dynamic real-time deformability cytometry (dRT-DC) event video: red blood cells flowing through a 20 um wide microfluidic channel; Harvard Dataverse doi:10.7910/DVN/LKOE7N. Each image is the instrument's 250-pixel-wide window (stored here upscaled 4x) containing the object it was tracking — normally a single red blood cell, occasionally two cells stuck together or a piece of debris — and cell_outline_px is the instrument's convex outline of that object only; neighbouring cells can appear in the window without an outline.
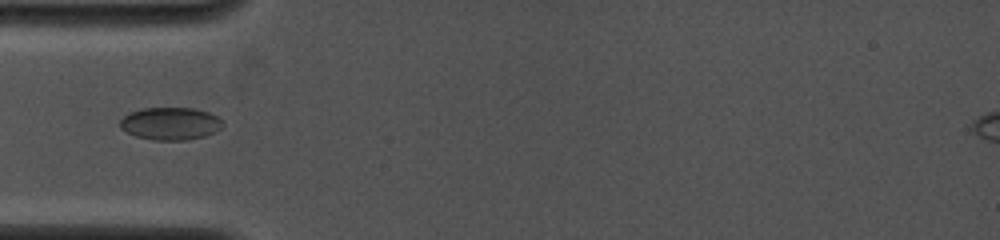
{"species": "common noctule bat (a hibernating species)", "species_latin": "Nyctalus noctula", "temperature_condition": "cold", "stored_images_in_passage": 19, "camera_frame_rate_fps": 4000, "um_per_image_px": 0.085, "animal": {"sex": "female", "body_mass_g": 19.0, "forearm_length_mm": 53.3}, "frame": {"image": 1, "passage_image": 2, "time_ms": 1.0, "image_size_px": [1000, 240], "cell_outline_px": [[224, 124], [220, 128], [204, 136], [188, 140], [152, 140], [136, 136], [120, 128], [120, 120], [128, 112], [144, 108], [192, 108], [208, 112], [216, 116]], "centroid_in_image_um": [14.45, 10.5], "position_along_channel_um": 70.6, "area_um2": 19.36}}
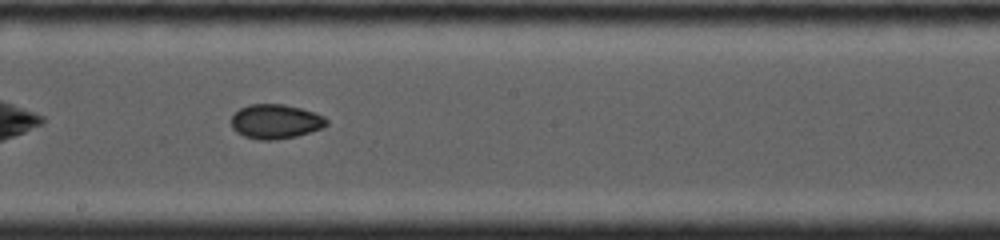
{"frame": {"image": 2, "passage_image": 7, "time_ms": 4.75, "image_size_px": [1000, 240], "cell_outline_px": [[328, 124], [324, 128], [296, 136], [272, 140], [260, 140], [244, 136], [236, 132], [232, 128], [232, 116], [240, 108], [248, 104], [284, 104], [300, 108], [324, 116], [328, 120]], "centroid_in_image_um": [23.43, 10.33], "position_along_channel_um": 224.8, "area_um2": 19.13}}
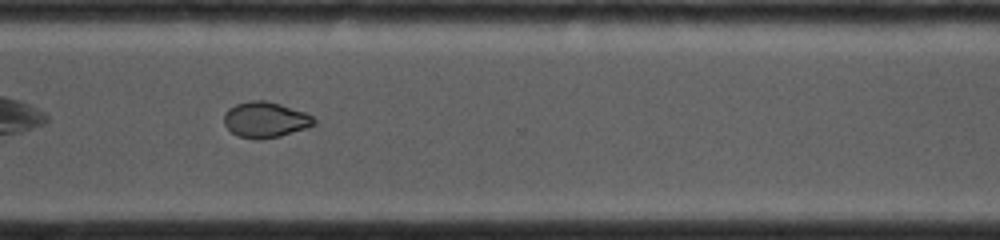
{"frame": {"image": 3, "passage_image": 13, "time_ms": 7.75, "image_size_px": [1000, 240], "cell_outline_px": [[316, 124], [280, 136], [256, 140], [236, 136], [224, 124], [224, 112], [228, 108], [236, 104], [252, 100], [264, 100], [280, 104], [304, 112], [312, 116], [316, 120]], "centroid_in_image_um": [22.52, 10.18], "position_along_channel_um": 348.1, "area_um2": 18.67}, "authors_computed_cell_mechanics": {"area_um2": 19.1896, "velocity_mm_per_s": 4.1088, "shape_relaxation_time_tau1_ms": null, "shape_relaxation_time_tau2_ms": 2.3827, "deformation_change_tau1": null, "deformation_change_tau2": 0.0418}}